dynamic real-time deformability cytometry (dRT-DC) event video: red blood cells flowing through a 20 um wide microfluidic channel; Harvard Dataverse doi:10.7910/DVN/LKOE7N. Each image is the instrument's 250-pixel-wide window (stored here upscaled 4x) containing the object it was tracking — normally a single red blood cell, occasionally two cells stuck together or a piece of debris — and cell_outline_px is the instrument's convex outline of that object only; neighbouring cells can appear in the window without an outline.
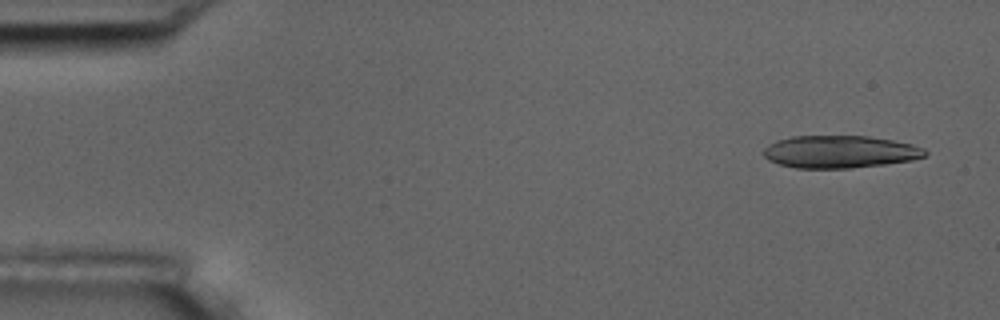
{"species": "common noctule bat (a hibernating species)", "species_latin": "Nyctalus noctula", "temperature_condition": "room temperature", "stored_images_in_passage": 7, "segment_of_instrument_passage": [1, 2], "camera_frame_rate_fps": 3000, "um_per_image_px": 0.085, "animal": {"sex": "male", "body_mass_g": 17.5, "forearm_length_mm": 52.3}, "frame": {"image": 1, "passage_image": 1, "time_ms": 0.0, "image_size_px": [1000, 320], "cell_outline_px": [[928, 152], [924, 156], [912, 160], [884, 164], [852, 168], [796, 168], [780, 164], [768, 160], [764, 156], [764, 148], [768, 144], [776, 140], [792, 136], [868, 136], [892, 140], [912, 144], [924, 148]], "centroid_in_image_um": [71.38, 12.9], "position_along_channel_um": 13.6, "area_um2": 30.58}}